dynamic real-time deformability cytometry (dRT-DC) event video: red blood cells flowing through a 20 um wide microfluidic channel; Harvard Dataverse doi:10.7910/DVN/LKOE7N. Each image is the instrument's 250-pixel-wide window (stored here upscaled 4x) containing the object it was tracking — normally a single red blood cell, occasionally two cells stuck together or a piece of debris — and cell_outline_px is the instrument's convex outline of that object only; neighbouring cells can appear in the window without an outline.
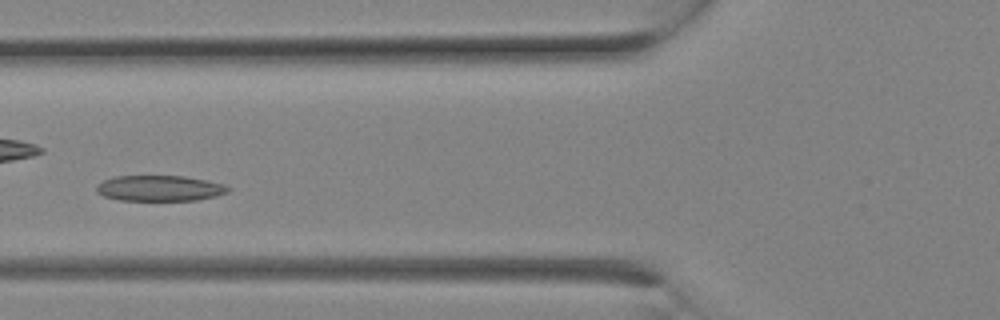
{"species": "Egyptian fruit bat (a non-hibernating species)", "species_latin": "Rousettus aegyptiacus", "temperature_condition": "room temperature", "stored_images_in_passage": 11, "camera_frame_rate_fps": 3000, "um_per_image_px": 0.085, "animal": {"sex": "female"}, "frame": {"image": 1, "passage_image": 10, "time_ms": 3.0, "image_size_px": [1000, 320], "cell_outline_px": [[232, 188], [228, 192], [216, 196], [196, 200], [120, 200], [104, 196], [96, 192], [96, 184], [112, 176], [184, 176], [224, 184]], "centroid_in_image_um": [13.55, 16.0], "position_along_channel_um": 112.2, "area_um2": 19.71}}